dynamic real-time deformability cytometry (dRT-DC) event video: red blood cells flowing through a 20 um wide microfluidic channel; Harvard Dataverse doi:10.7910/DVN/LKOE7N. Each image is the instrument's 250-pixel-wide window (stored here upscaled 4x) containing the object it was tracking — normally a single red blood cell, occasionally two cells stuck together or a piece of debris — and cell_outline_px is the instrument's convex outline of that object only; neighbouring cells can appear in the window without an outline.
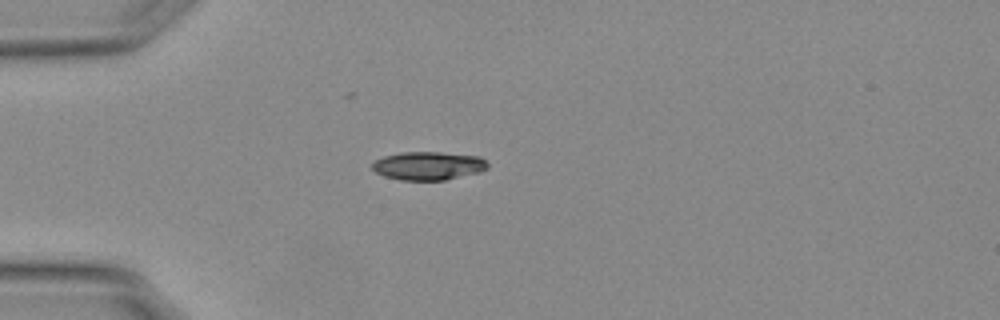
{"species": "Egyptian fruit bat (a non-hibernating species)", "species_latin": "Rousettus aegyptiacus", "temperature_condition": "warm", "stored_images_in_passage": 40, "camera_frame_rate_fps": 3000, "um_per_image_px": 0.085, "animal": {"sex": "female"}, "frame": {"image": 1, "passage_image": 1, "time_ms": 0.0, "image_size_px": [1000, 320], "cell_outline_px": [[488, 168], [480, 172], [444, 180], [400, 180], [384, 176], [376, 172], [372, 168], [372, 164], [376, 160], [384, 156], [400, 152], [440, 152], [480, 156], [488, 164]], "centroid_in_image_um": [36.41, 14.09], "position_along_channel_um": 48.6, "area_um2": 19.07}}
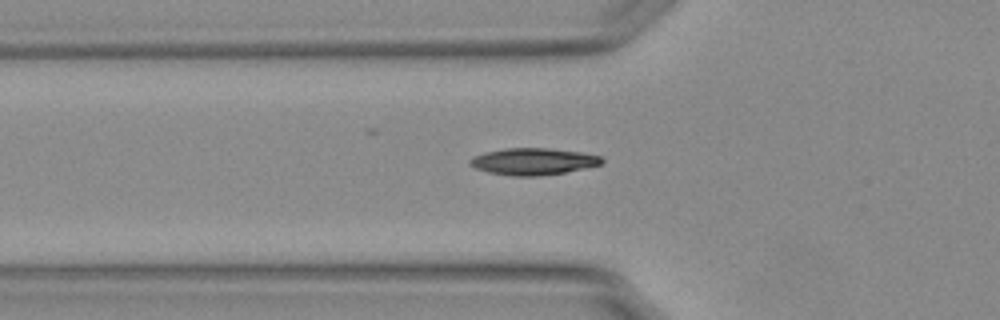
{"frame": {"image": 2, "passage_image": 5, "time_ms": 1.333, "image_size_px": [1000, 320], "cell_outline_px": [[604, 160], [600, 164], [584, 168], [564, 172], [540, 176], [512, 176], [488, 172], [476, 168], [468, 164], [468, 160], [484, 152], [508, 148], [548, 148], [580, 152], [600, 156]], "centroid_in_image_um": [45.29, 13.72], "position_along_channel_um": 80.5, "area_um2": 20.4}}
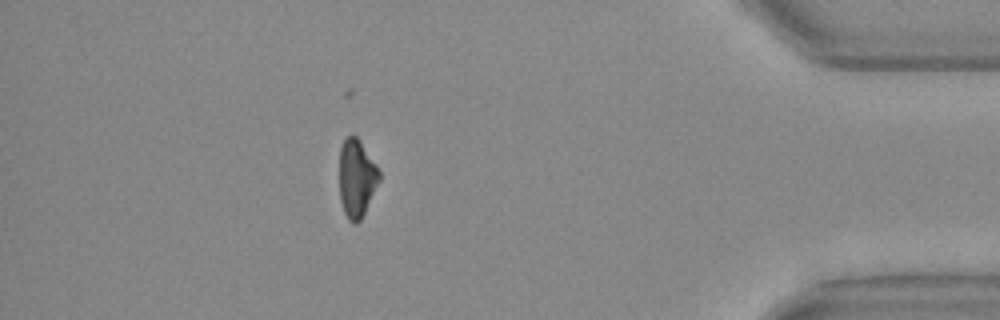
{"frame": {"image": 3, "passage_image": 34, "time_ms": 11.0, "image_size_px": [1000, 320], "cell_outline_px": [[380, 180], [360, 220], [356, 224], [352, 224], [348, 220], [344, 212], [340, 200], [340, 148], [344, 140], [352, 132], [360, 140], [376, 164], [380, 172]], "centroid_in_image_um": [30.31, 15.14], "position_along_channel_um": 404.9, "area_um2": 18.09}, "authors_computed_cell_mechanics": {"area_um2": 19.4208, "velocity_mm_per_s": 3.7981, "shape_relaxation_time_tau1_ms": null, "shape_relaxation_time_tau2_ms": 2.5949, "deformation_change_tau1": null, "deformation_change_tau2": 0.0789}}